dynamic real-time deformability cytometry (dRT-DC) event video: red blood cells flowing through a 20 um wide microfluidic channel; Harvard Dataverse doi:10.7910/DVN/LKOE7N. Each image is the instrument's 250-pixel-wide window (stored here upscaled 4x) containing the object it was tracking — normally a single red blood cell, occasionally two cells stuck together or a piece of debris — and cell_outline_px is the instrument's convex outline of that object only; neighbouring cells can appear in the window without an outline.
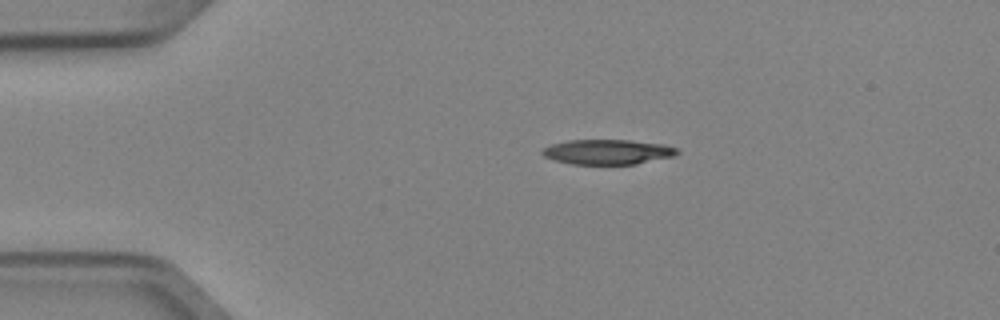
{"species": "Egyptian fruit bat (a non-hibernating species)", "species_latin": "Rousettus aegyptiacus", "temperature_condition": "cold", "stored_images_in_passage": 2, "camera_frame_rate_fps": 3000, "um_per_image_px": 0.085, "animal": {"sex": "female"}, "frame": {"image": 1, "passage_image": 1, "time_ms": 0.0, "image_size_px": [1000, 320], "cell_outline_px": [[680, 152], [676, 156], [636, 164], [572, 164], [556, 160], [544, 156], [540, 152], [544, 148], [552, 144], [568, 140], [628, 140], [664, 144], [676, 148]], "centroid_in_image_um": [51.69, 12.91], "position_along_channel_um": 33.3, "area_um2": 19.59}}